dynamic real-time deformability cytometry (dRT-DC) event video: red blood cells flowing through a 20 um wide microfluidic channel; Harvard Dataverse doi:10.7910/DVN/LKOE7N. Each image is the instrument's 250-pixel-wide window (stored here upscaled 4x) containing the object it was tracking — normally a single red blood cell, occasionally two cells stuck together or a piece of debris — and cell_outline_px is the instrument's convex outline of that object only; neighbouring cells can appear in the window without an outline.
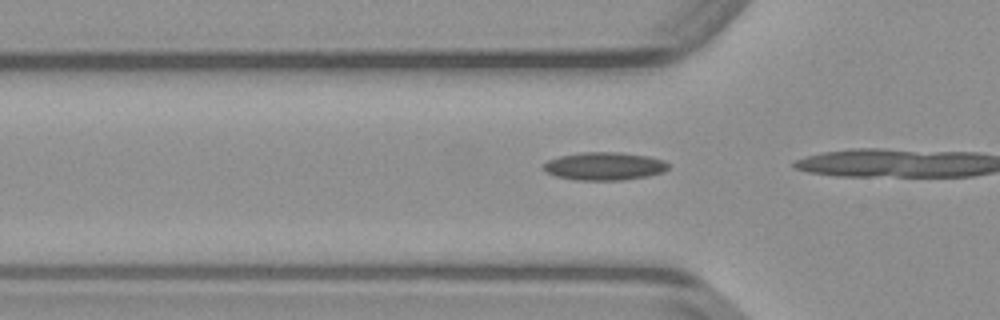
{"species": "common noctule bat (a hibernating species)", "species_latin": "Nyctalus noctula", "temperature_condition": "warm", "stored_images_in_passage": 13, "camera_frame_rate_fps": 3000, "um_per_image_px": 0.085, "animal": {"sex": "male", "body_mass_g": 23.1, "forearm_length_mm": 52.7}, "frame": {"image": 1, "passage_image": 12, "time_ms": 3.667, "image_size_px": [1000, 320], "cell_outline_px": [[668, 168], [664, 172], [648, 176], [624, 180], [576, 180], [556, 176], [540, 168], [548, 160], [560, 156], [580, 152], [620, 152], [648, 156], [664, 160], [668, 164]], "centroid_in_image_um": [51.37, 14.12], "position_along_channel_um": 74.4, "area_um2": 20.46}}